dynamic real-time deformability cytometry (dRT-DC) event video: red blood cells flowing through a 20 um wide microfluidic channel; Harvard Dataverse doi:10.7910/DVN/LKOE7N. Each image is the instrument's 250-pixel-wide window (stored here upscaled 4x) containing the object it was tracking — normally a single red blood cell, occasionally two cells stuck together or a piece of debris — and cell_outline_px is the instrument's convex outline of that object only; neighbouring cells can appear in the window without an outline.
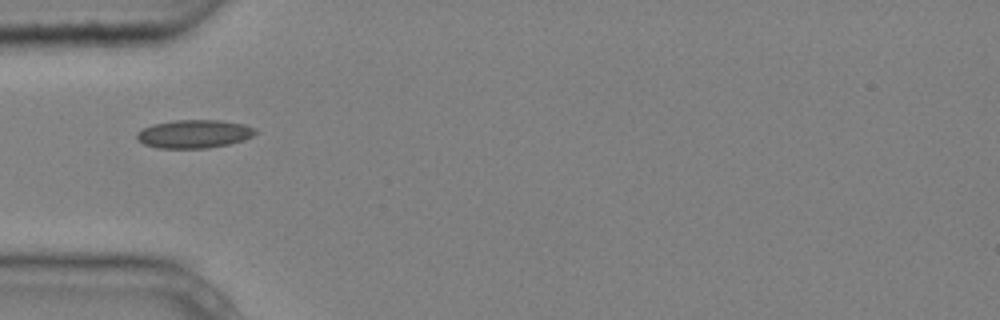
{"species": "common noctule bat (a hibernating species)", "species_latin": "Nyctalus noctula", "temperature_condition": "cold", "stored_images_in_passage": 3, "camera_frame_rate_fps": 3000, "um_per_image_px": 0.085, "animal": {"sex": "male", "body_mass_g": 20.4}, "frame": {"image": 1, "passage_image": 1, "time_ms": 0.0, "image_size_px": [1000, 320], "cell_outline_px": [[256, 132], [252, 136], [244, 140], [228, 144], [208, 148], [156, 148], [144, 144], [136, 140], [136, 132], [152, 124], [176, 120], [220, 120], [244, 124], [256, 128]], "centroid_in_image_um": [16.48, 11.38], "position_along_channel_um": 68.5, "area_um2": 19.65}}
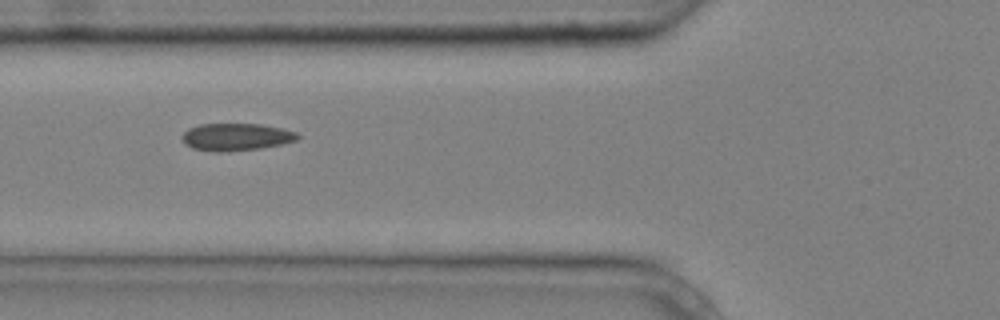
{"frame": {"image": 2, "passage_image": 2, "time_ms": 0.333, "image_size_px": [1000, 320], "cell_outline_px": [[300, 136], [296, 140], [280, 144], [260, 148], [228, 152], [212, 152], [192, 148], [184, 144], [180, 136], [188, 128], [200, 124], [260, 124], [280, 128], [296, 132]], "centroid_in_image_um": [20.0, 11.65], "position_along_channel_um": 105.8, "area_um2": 18.5}}